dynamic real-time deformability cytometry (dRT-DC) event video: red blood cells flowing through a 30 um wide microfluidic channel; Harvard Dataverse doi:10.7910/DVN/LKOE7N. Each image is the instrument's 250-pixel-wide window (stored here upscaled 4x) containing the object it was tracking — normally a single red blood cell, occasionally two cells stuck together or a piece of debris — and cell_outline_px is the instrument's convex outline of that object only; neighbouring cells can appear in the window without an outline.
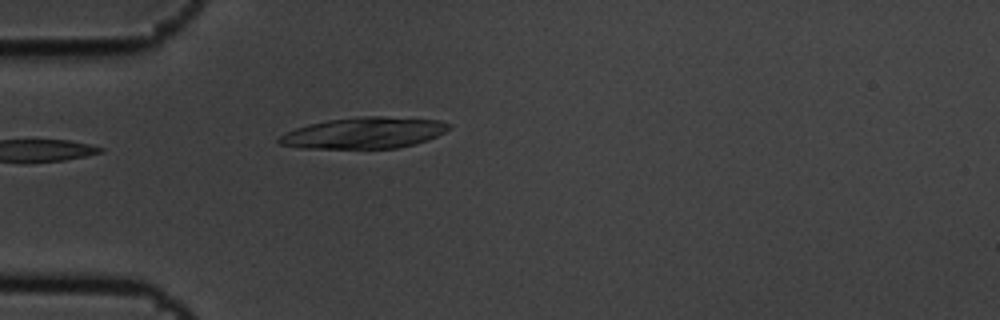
{"species": "common noctule bat (a hibernating species)", "species_latin": "Nyctalus noctula", "temperature_condition": "cold", "stored_images_in_passage": 5, "camera_frame_rate_fps": 3000, "um_per_image_px": 0.085, "animal": {"sex": "male", "body_mass_g": 19.5, "forearm_length_mm": 54.6}, "frame": {"image": 1, "passage_image": 5, "time_ms": 1.333, "image_size_px": [1000, 320], "cell_outline_px": [[452, 128], [428, 140], [416, 144], [396, 148], [300, 148], [280, 144], [276, 140], [280, 136], [296, 128], [308, 124], [328, 120], [360, 116], [384, 116], [440, 120], [452, 124]], "centroid_in_image_um": [30.99, 11.29], "position_along_channel_um": 54.0, "area_um2": 30.98}}